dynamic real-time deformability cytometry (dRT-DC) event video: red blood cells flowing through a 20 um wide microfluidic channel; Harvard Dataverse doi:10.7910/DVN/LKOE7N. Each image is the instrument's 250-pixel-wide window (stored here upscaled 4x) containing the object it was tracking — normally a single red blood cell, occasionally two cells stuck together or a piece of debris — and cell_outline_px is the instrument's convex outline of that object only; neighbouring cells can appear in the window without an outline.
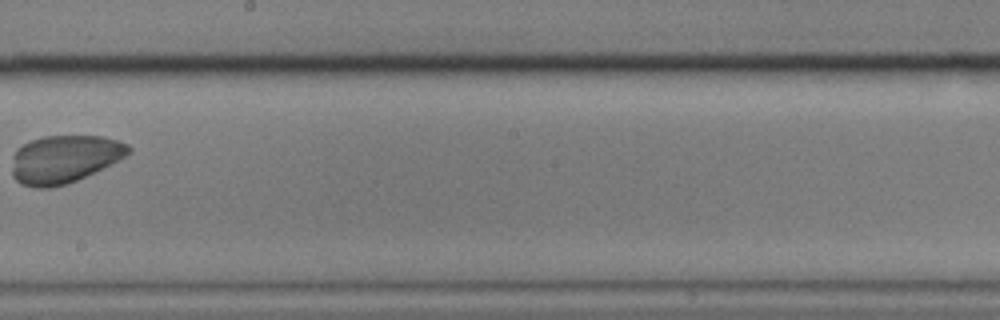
{"species": "common noctule bat (a hibernating species)", "species_latin": "Nyctalus noctula", "temperature_condition": "cold", "stored_images_in_passage": 5, "camera_frame_rate_fps": 3000, "um_per_image_px": 0.085, "animal": {"sex": "male", "body_mass_g": 17.9}, "frame": {"image": 1, "passage_image": 5, "time_ms": 1.333, "image_size_px": [1000, 320], "cell_outline_px": [[132, 152], [120, 160], [68, 184], [52, 188], [36, 188], [20, 184], [12, 176], [12, 156], [16, 148], [32, 140], [44, 136], [100, 136], [116, 140], [128, 144], [132, 148]], "centroid_in_image_um": [5.46, 13.53], "position_along_channel_um": 242.7, "area_um2": 32.77}}